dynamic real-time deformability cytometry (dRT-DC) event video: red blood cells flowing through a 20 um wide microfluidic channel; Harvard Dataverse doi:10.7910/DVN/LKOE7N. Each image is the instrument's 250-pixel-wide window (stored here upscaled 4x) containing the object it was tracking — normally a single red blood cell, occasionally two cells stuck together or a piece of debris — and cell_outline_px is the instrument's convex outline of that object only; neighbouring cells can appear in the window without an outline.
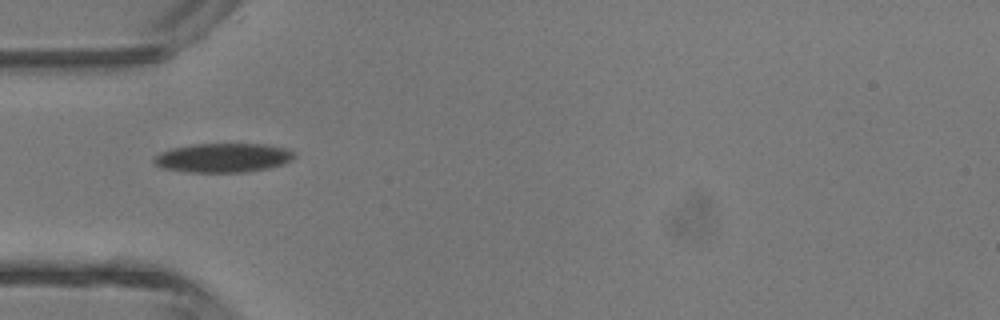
{"species": "common noctule bat (a hibernating species)", "species_latin": "Nyctalus noctula", "temperature_condition": "room temperature", "stored_images_in_passage": 1, "camera_frame_rate_fps": 3000, "um_per_image_px": 0.085, "animal": {"sex": "male", "body_mass_g": 13.3}, "frame": {"image": 1, "passage_image": 1, "time_ms": 0.0, "image_size_px": [1000, 320], "cell_outline_px": [[296, 156], [292, 160], [284, 164], [268, 168], [244, 172], [188, 172], [160, 168], [152, 160], [160, 152], [172, 148], [192, 144], [268, 144], [284, 148], [292, 152]], "centroid_in_image_um": [18.95, 13.41], "position_along_channel_um": 66.0, "area_um2": 23.87}}